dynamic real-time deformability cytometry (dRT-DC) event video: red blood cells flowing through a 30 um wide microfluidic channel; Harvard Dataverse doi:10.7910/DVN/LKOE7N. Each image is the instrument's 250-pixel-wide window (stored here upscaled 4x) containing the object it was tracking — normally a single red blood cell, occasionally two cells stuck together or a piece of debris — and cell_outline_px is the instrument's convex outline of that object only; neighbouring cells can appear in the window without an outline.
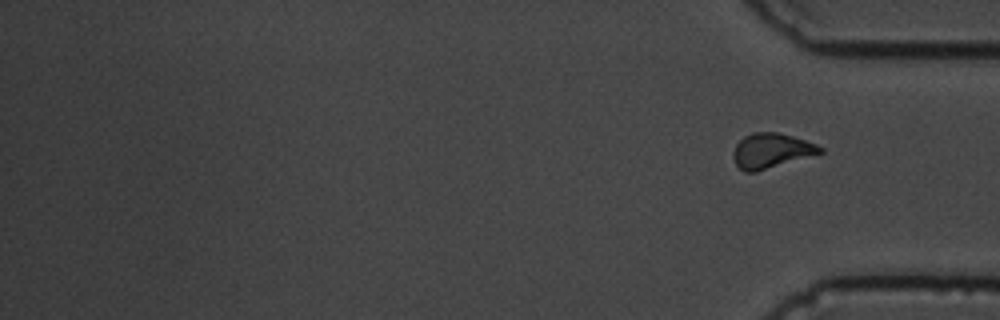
{"species": "common noctule bat (a hibernating species)", "species_latin": "Nyctalus noctula", "temperature_condition": "cold", "stored_images_in_passage": 15, "camera_frame_rate_fps": 3000, "um_per_image_px": 0.085, "animal": {"sex": "male", "body_mass_g": 19.5, "forearm_length_mm": 54.6}, "frame": {"image": 1, "passage_image": 15, "time_ms": 18.0, "image_size_px": [1000, 320], "cell_outline_px": [[824, 152], [756, 172], [744, 172], [736, 164], [732, 156], [732, 152], [736, 144], [744, 136], [752, 132], [776, 132], [792, 136], [816, 144], [824, 148]], "centroid_in_image_um": [65.54, 12.81], "position_along_channel_um": 369.7, "area_um2": 17.63}}